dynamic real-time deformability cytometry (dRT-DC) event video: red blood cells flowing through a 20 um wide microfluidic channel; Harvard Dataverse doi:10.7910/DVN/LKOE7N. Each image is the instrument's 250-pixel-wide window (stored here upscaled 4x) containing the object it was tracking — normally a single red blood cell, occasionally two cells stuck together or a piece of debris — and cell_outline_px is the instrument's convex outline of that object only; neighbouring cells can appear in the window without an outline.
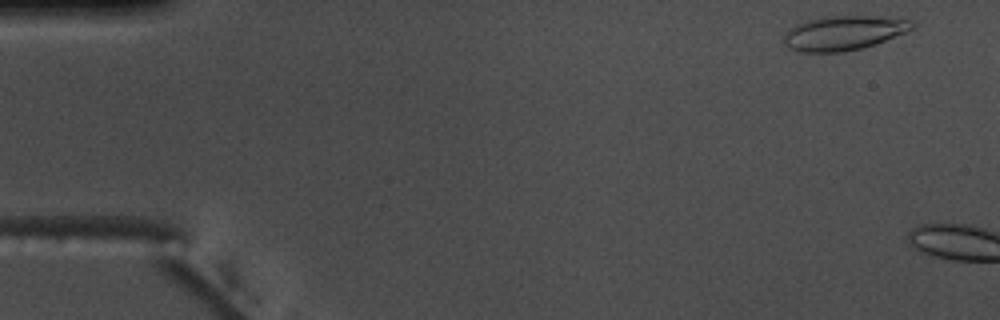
{"species": "common noctule bat (a hibernating species)", "species_latin": "Nyctalus noctula", "temperature_condition": "warm", "stored_images_in_passage": 5, "camera_frame_rate_fps": 3000, "um_per_image_px": 0.085, "animal": {"sex": "male", "body_mass_g": 17.5, "forearm_length_mm": 52.3}, "frame": {"image": 1, "passage_image": 2, "time_ms": 0.333, "image_size_px": [1000, 320], "cell_outline_px": [[916, 24], [912, 28], [904, 32], [876, 44], [844, 52], [800, 52], [788, 48], [784, 44], [784, 32], [788, 28], [796, 24], [808, 20], [824, 16], [868, 16], [912, 20]], "centroid_in_image_um": [71.65, 2.81], "position_along_channel_um": 13.4, "area_um2": 25.66}}